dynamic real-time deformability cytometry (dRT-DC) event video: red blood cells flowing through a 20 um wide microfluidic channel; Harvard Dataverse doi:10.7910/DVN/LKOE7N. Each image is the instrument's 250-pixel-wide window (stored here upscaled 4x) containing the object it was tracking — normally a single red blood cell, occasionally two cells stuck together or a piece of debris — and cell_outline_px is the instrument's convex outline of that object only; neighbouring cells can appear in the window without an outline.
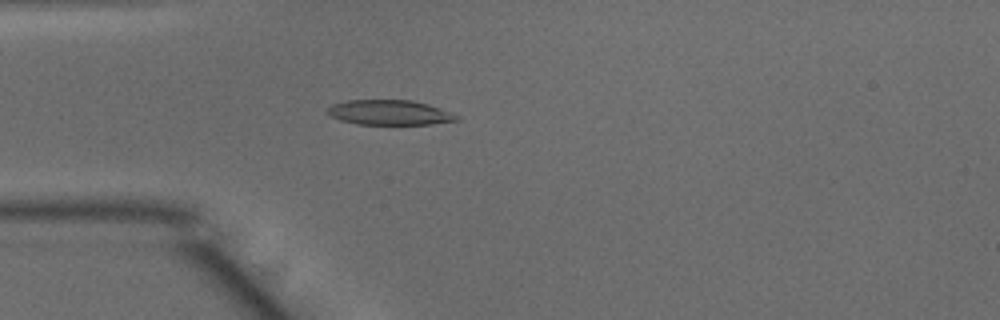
{"species": "common noctule bat (a hibernating species)", "species_latin": "Nyctalus noctula", "temperature_condition": "warm", "stored_images_in_passage": 48, "camera_frame_rate_fps": 3000, "um_per_image_px": 0.085, "animal": {"sex": "male", "body_mass_g": 15.6}, "frame": {"image": 1, "passage_image": 12, "time_ms": 3.667, "image_size_px": [1000, 320], "cell_outline_px": [[460, 120], [432, 124], [356, 124], [340, 120], [332, 116], [328, 112], [328, 108], [332, 104], [348, 100], [412, 100], [428, 104], [440, 108], [460, 116]], "centroid_in_image_um": [33.15, 9.56], "position_along_channel_um": 51.9, "area_um2": 18.73}}
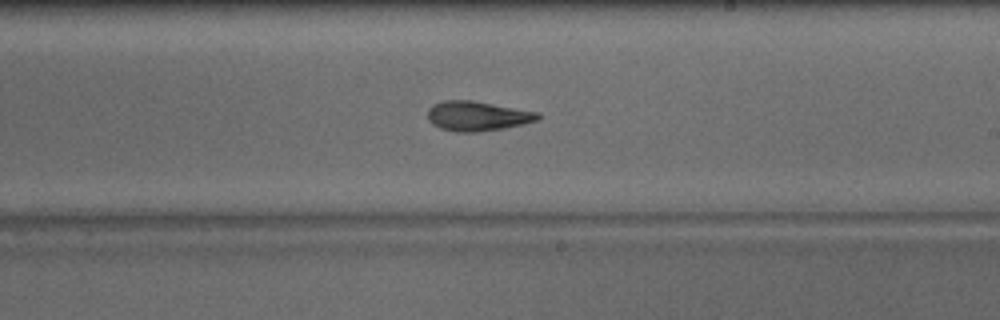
{"frame": {"image": 2, "passage_image": 27, "time_ms": 8.667, "image_size_px": [1000, 320], "cell_outline_px": [[540, 116], [536, 120], [524, 124], [476, 132], [456, 132], [440, 128], [432, 124], [428, 120], [428, 108], [432, 104], [444, 100], [472, 100], [540, 112]], "centroid_in_image_um": [40.54, 9.85], "position_along_channel_um": 248.5, "area_um2": 19.07}}
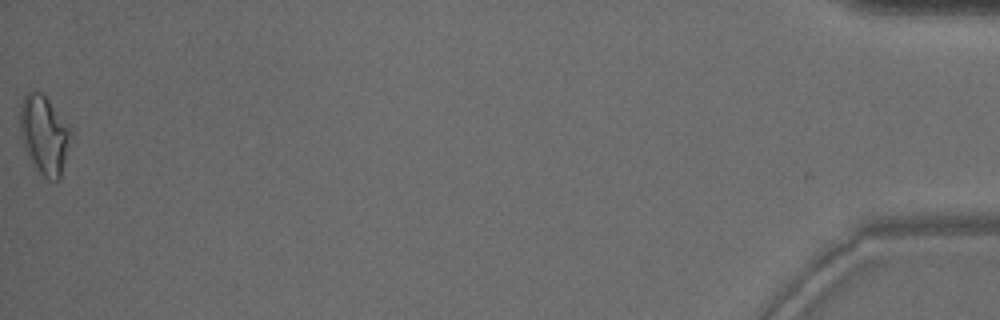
{"frame": {"image": 3, "passage_image": 48, "time_ms": 15.667, "image_size_px": [1000, 320], "cell_outline_px": [[68, 136], [64, 160], [60, 180], [48, 180], [32, 164], [24, 148], [20, 128], [20, 104], [24, 96], [28, 92], [40, 92], [48, 100], [68, 128]], "centroid_in_image_um": [3.68, 11.48], "position_along_channel_um": 431.5, "area_um2": 22.08}, "authors_computed_cell_mechanics": {"area_um2": 19.0451, "velocity_mm_per_s": 4.0558, "shape_relaxation_time_tau1_ms": 9.6431, "shape_relaxation_time_tau2_ms": 4.3238, "deformation_change_tau1": 0.2531, "deformation_change_tau2": 0.1423}}